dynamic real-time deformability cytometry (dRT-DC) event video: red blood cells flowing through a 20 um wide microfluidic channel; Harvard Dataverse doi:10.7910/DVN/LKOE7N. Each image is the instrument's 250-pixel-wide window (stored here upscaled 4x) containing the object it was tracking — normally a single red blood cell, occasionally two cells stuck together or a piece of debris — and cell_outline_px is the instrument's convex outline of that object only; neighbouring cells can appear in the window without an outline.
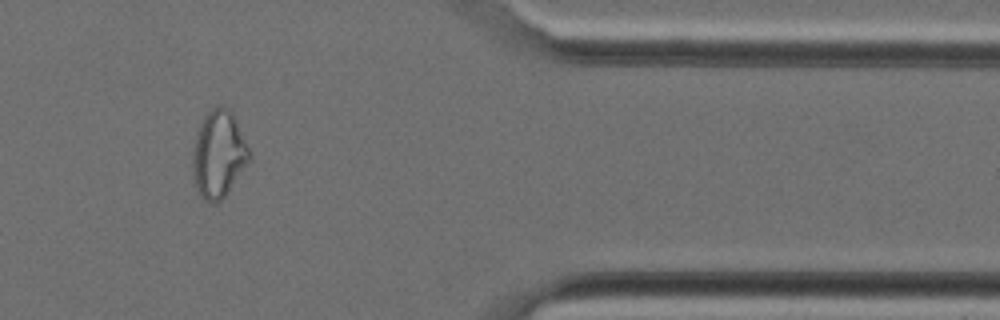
{"species": "Egyptian fruit bat (a non-hibernating species)", "species_latin": "Rousettus aegyptiacus", "temperature_condition": "cold", "stored_images_in_passage": 24, "camera_frame_rate_fps": 3000, "um_per_image_px": 0.085, "animal": {"sex": "female"}, "frame": {"image": 1, "passage_image": 21, "time_ms": 6.667, "image_size_px": [1000, 320], "cell_outline_px": [[248, 160], [228, 192], [216, 204], [212, 204], [204, 200], [192, 184], [192, 160], [196, 136], [200, 124], [204, 116], [216, 104], [220, 104], [228, 108], [232, 112], [236, 120], [248, 148]], "centroid_in_image_um": [18.52, 13.12], "position_along_channel_um": 392.9, "area_um2": 28.5}}